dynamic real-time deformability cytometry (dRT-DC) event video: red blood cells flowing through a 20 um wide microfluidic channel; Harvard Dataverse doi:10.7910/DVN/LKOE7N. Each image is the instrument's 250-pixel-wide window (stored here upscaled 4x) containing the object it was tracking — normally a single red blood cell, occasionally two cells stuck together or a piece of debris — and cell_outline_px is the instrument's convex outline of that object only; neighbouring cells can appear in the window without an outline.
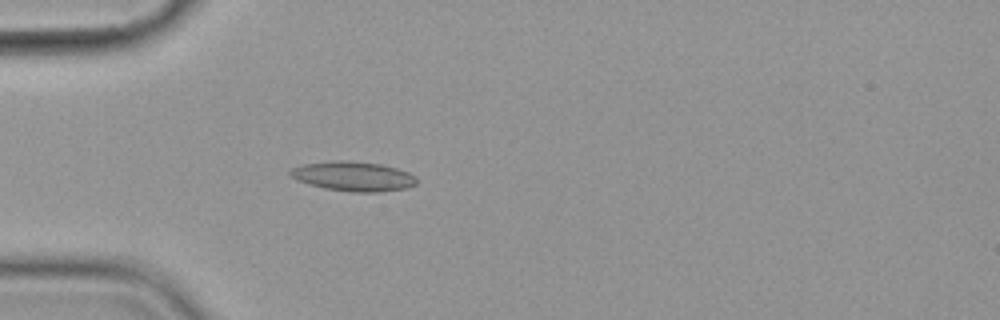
{"species": "common noctule bat (a hibernating species)", "species_latin": "Nyctalus noctula", "temperature_condition": "cold", "stored_images_in_passage": 5, "camera_frame_rate_fps": 3000, "um_per_image_px": 0.085, "animal": {"sex": "female", "body_mass_g": 19.9}, "frame": {"image": 1, "passage_image": 5, "time_ms": 5.333, "image_size_px": [1000, 320], "cell_outline_px": [[416, 184], [404, 188], [380, 192], [352, 192], [324, 188], [296, 180], [288, 176], [288, 172], [292, 168], [304, 164], [332, 160], [344, 160], [380, 164], [396, 168], [408, 172], [416, 176]], "centroid_in_image_um": [29.99, 14.98], "position_along_channel_um": 55.0, "area_um2": 21.79}}